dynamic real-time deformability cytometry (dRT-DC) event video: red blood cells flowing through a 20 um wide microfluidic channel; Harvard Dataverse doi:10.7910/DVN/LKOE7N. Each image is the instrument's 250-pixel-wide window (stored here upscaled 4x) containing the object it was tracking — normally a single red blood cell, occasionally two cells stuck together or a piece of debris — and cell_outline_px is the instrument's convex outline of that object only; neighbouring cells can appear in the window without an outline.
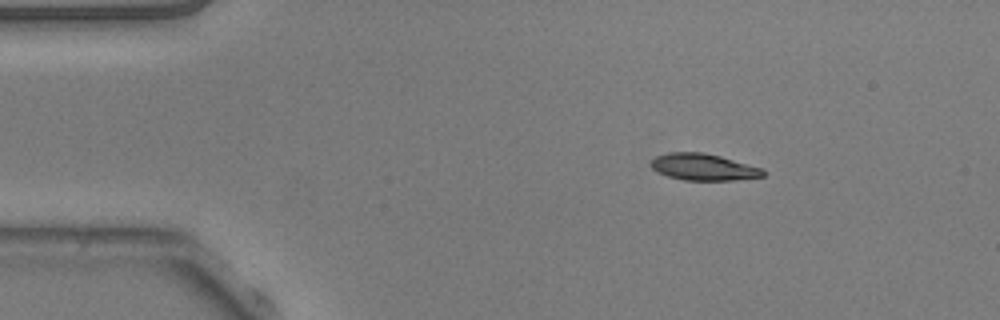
{"species": "common noctule bat (a hibernating species)", "species_latin": "Nyctalus noctula", "temperature_condition": "warm", "stored_images_in_passage": 7, "camera_frame_rate_fps": 3000, "um_per_image_px": 0.085, "animal": {"sex": "male", "body_mass_g": 20.5, "forearm_length_mm": 52.5}, "frame": {"image": 1, "passage_image": 1, "time_ms": 0.0, "image_size_px": [1000, 320], "cell_outline_px": [[768, 172], [764, 176], [732, 180], [684, 180], [668, 176], [656, 172], [648, 164], [656, 156], [668, 152], [704, 152], [720, 156], [764, 168]], "centroid_in_image_um": [59.8, 14.19], "position_along_channel_um": 25.2, "area_um2": 17.63}}